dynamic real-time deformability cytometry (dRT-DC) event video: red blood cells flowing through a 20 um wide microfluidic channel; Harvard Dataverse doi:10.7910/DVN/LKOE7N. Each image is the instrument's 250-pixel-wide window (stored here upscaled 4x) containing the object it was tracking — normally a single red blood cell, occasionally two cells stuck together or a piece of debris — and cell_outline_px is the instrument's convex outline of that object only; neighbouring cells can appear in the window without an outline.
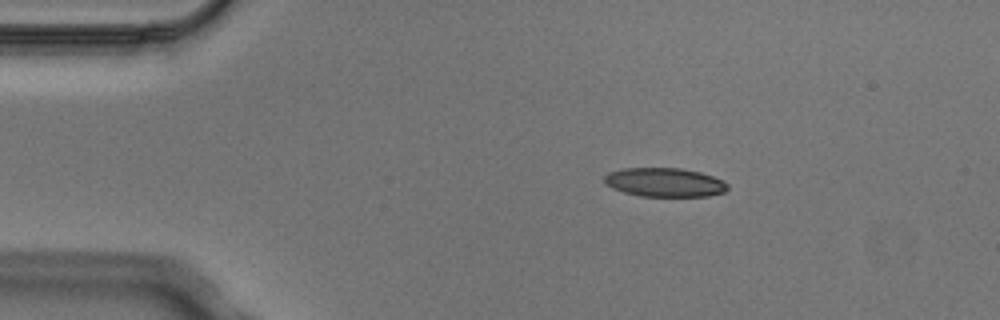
{"species": "Egyptian fruit bat (a non-hibernating species)", "species_latin": "Rousettus aegyptiacus", "temperature_condition": "cold", "stored_images_in_passage": 3, "camera_frame_rate_fps": 3000, "um_per_image_px": 0.085, "animal": {"sex": "male"}, "frame": {"image": 1, "passage_image": 1, "time_ms": 0.0, "image_size_px": [1000, 320], "cell_outline_px": [[728, 188], [724, 192], [708, 196], [640, 196], [624, 192], [612, 188], [604, 184], [604, 176], [608, 172], [624, 168], [680, 168], [700, 172], [724, 180], [728, 184]], "centroid_in_image_um": [56.48, 15.49], "position_along_channel_um": 28.5, "area_um2": 20.87}}